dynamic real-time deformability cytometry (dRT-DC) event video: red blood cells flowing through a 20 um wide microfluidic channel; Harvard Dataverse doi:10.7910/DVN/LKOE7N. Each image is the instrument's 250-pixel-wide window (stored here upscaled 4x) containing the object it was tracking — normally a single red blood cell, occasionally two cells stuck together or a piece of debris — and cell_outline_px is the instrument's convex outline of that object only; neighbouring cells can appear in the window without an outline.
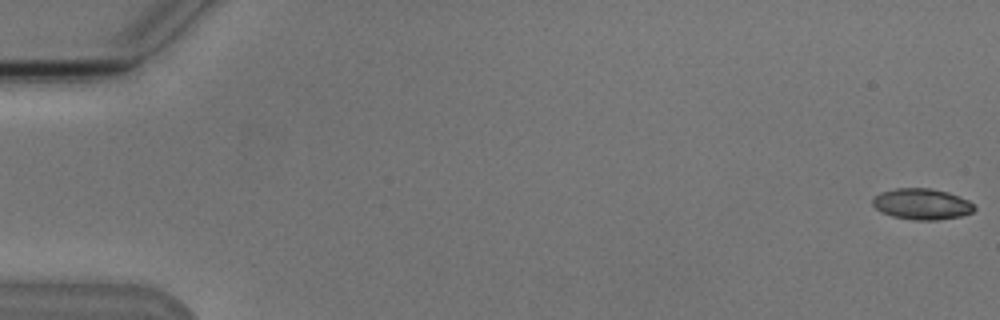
{"species": "Egyptian fruit bat (a non-hibernating species)", "species_latin": "Rousettus aegyptiacus", "temperature_condition": "cold", "stored_images_in_passage": 9, "camera_frame_rate_fps": 3000, "um_per_image_px": 0.085, "animal": {"sex": "male"}, "frame": {"image": 1, "passage_image": 1, "time_ms": 0.0, "image_size_px": [1000, 320], "cell_outline_px": [[976, 208], [972, 212], [960, 216], [936, 220], [912, 220], [892, 216], [880, 212], [872, 204], [872, 200], [880, 192], [896, 188], [928, 188], [948, 192], [968, 200]], "centroid_in_image_um": [78.33, 17.35], "position_along_channel_um": 6.7, "area_um2": 18.32}}
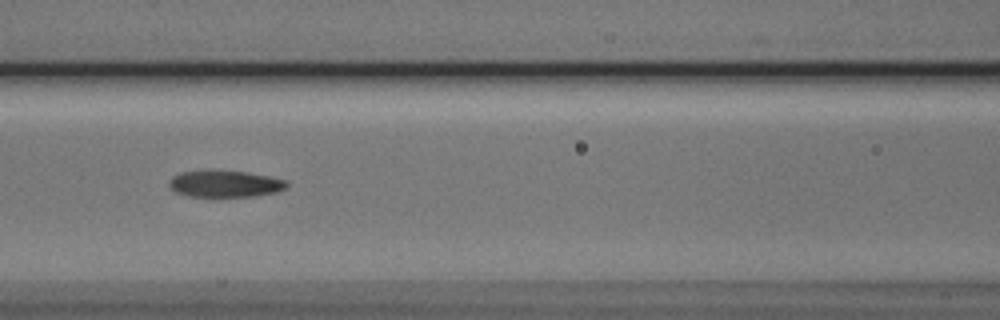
{"frame": {"image": 2, "passage_image": 8, "time_ms": 8.0, "image_size_px": [1000, 320], "cell_outline_px": [[288, 188], [276, 192], [256, 196], [188, 196], [176, 192], [168, 184], [168, 180], [172, 176], [180, 172], [212, 168], [248, 172], [272, 176], [288, 180]], "centroid_in_image_um": [19.14, 15.58], "position_along_channel_um": 147.5, "area_um2": 19.02}}
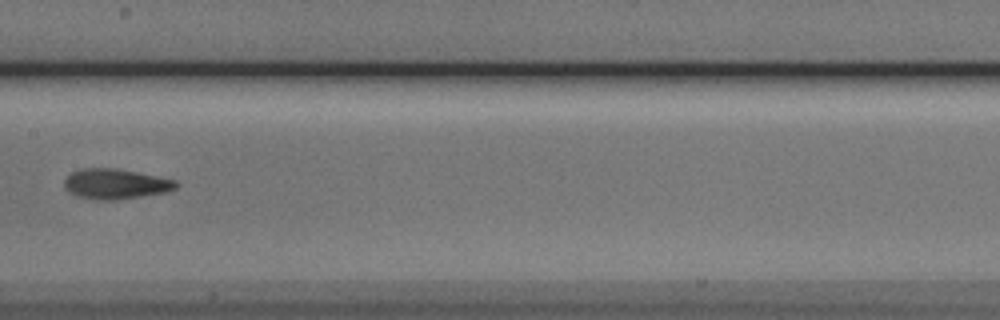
{"frame": {"image": 3, "passage_image": 9, "time_ms": 9.333, "image_size_px": [1000, 320], "cell_outline_px": [[180, 184], [176, 188], [164, 192], [116, 200], [96, 200], [76, 196], [68, 192], [64, 188], [64, 180], [72, 172], [80, 168], [116, 168], [176, 180]], "centroid_in_image_um": [9.78, 15.63], "position_along_channel_um": 197.6, "area_um2": 19.65}}